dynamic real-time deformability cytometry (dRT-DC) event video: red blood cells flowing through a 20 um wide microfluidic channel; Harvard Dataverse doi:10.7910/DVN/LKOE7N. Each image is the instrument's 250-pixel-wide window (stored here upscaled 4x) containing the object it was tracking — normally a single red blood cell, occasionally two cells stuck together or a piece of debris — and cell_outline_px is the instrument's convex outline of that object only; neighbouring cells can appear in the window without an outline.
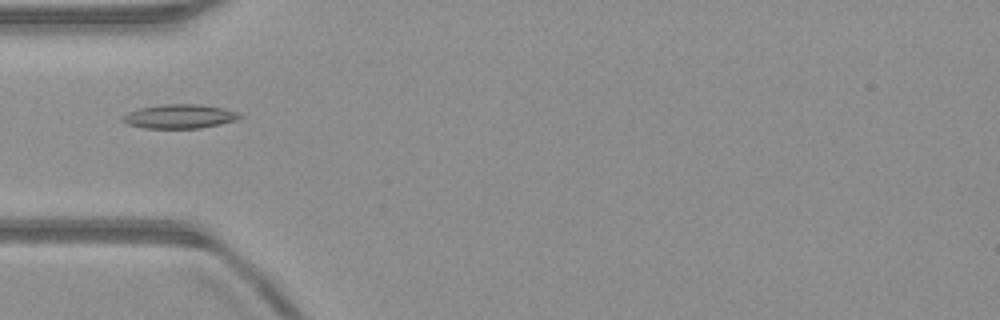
{"species": "common noctule bat (a hibernating species)", "species_latin": "Nyctalus noctula", "temperature_condition": "warm", "stored_images_in_passage": 51, "camera_frame_rate_fps": 3000, "um_per_image_px": 0.085, "animal": {"sex": "male", "body_mass_g": 23.1, "forearm_length_mm": 52.7}, "frame": {"image": 1, "passage_image": 16, "time_ms": 5.0, "image_size_px": [1000, 320], "cell_outline_px": [[244, 116], [236, 120], [220, 124], [200, 128], [144, 128], [128, 124], [120, 120], [120, 116], [128, 112], [140, 108], [164, 104], [196, 104], [224, 108], [240, 112]], "centroid_in_image_um": [15.27, 9.89], "position_along_channel_um": 69.7, "area_um2": 16.53}}
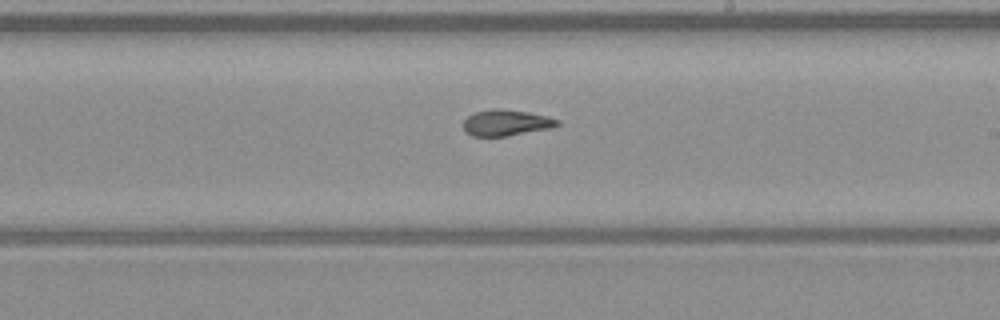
{"frame": {"image": 2, "passage_image": 29, "time_ms": 9.333, "image_size_px": [1000, 320], "cell_outline_px": [[560, 124], [548, 128], [508, 136], [472, 136], [464, 132], [464, 120], [468, 116], [476, 112], [492, 108], [500, 108], [528, 112], [560, 120]], "centroid_in_image_um": [42.98, 10.43], "position_along_channel_um": 246.0, "area_um2": 14.16}}
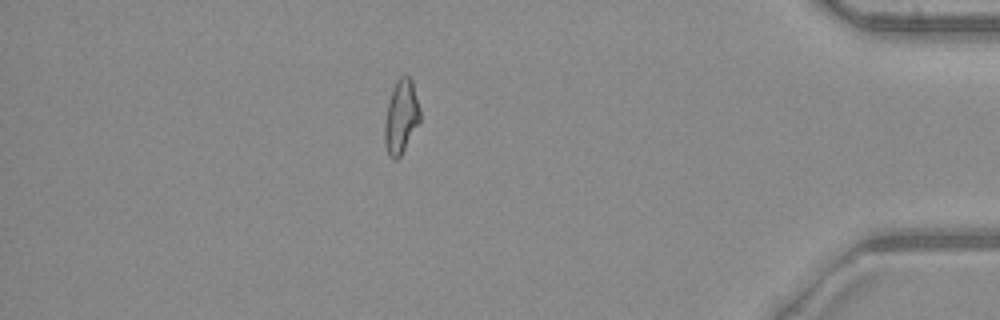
{"frame": {"image": 3, "passage_image": 44, "time_ms": 14.333, "image_size_px": [1000, 320], "cell_outline_px": [[420, 120], [400, 156], [396, 160], [392, 160], [388, 156], [384, 144], [384, 124], [388, 104], [392, 88], [396, 80], [400, 76], [408, 76], [412, 80], [420, 108]], "centroid_in_image_um": [34.07, 9.93], "position_along_channel_um": 401.1, "area_um2": 15.2}, "authors_computed_cell_mechanics": {"area_um2": 15.2014, "velocity_mm_per_s": 4.047, "shape_relaxation_time_tau1_ms": 4.945, "shape_relaxation_time_tau2_ms": 3.1225, "deformation_change_tau1": 0.1782, "deformation_change_tau2": 0.1099}}